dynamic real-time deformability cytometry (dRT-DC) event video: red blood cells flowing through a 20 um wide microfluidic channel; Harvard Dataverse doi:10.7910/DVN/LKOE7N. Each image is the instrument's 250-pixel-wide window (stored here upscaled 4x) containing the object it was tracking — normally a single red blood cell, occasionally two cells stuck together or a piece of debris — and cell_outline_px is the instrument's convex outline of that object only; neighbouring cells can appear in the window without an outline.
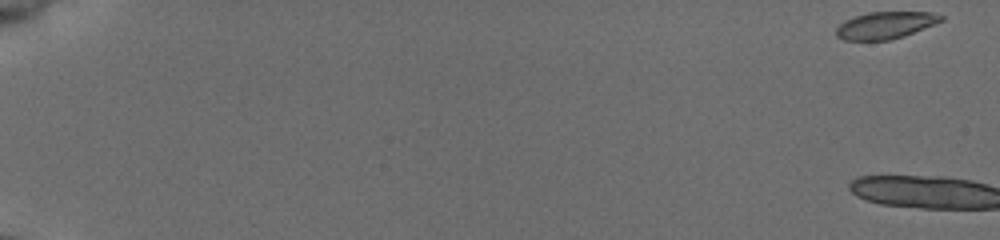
{"species": "common noctule bat (a hibernating species)", "species_latin": "Nyctalus noctula", "temperature_condition": "cold", "stored_images_in_passage": 3, "camera_frame_rate_fps": 3000, "um_per_image_px": 0.085, "animal": {"sex": "female", "body_mass_g": 19.5, "forearm_length_mm": 54.1}, "frame": {"image": 1, "passage_image": 1, "time_ms": 0.0, "image_size_px": [1000, 240], "cell_outline_px": [[944, 20], [904, 36], [888, 40], [844, 40], [836, 36], [836, 28], [844, 20], [868, 12], [932, 12], [944, 16]], "centroid_in_image_um": [75.25, 2.14], "position_along_channel_um": 9.7, "area_um2": 16.47}}